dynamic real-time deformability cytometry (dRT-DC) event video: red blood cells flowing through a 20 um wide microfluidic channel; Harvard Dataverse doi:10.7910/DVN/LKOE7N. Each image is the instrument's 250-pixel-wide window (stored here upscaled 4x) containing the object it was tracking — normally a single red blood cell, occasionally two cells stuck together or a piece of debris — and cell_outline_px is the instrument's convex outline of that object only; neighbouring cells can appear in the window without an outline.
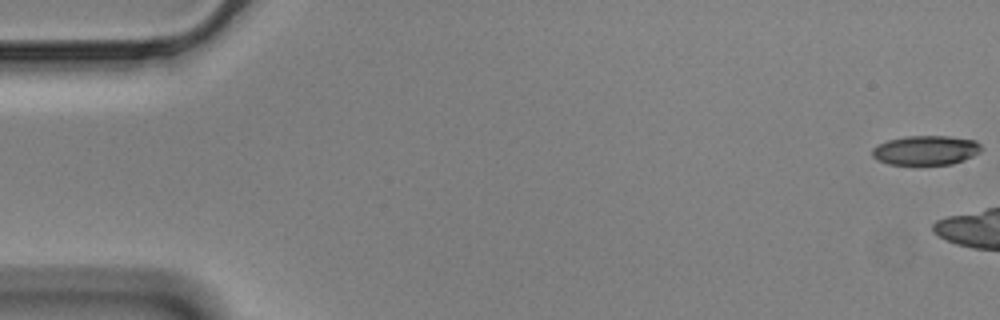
{"species": "Egyptian fruit bat (a non-hibernating species)", "species_latin": "Rousettus aegyptiacus", "temperature_condition": "cold", "stored_images_in_passage": 4, "camera_frame_rate_fps": 3000, "um_per_image_px": 0.085, "animal": {"sex": "male"}, "frame": {"image": 1, "passage_image": 1, "time_ms": 0.0, "image_size_px": [1000, 320], "cell_outline_px": [[984, 148], [980, 152], [964, 160], [952, 164], [912, 168], [888, 164], [876, 160], [872, 156], [872, 148], [888, 140], [908, 136], [948, 136], [976, 140]], "centroid_in_image_um": [78.68, 12.83], "position_along_channel_um": 6.3, "area_um2": 19.65}}